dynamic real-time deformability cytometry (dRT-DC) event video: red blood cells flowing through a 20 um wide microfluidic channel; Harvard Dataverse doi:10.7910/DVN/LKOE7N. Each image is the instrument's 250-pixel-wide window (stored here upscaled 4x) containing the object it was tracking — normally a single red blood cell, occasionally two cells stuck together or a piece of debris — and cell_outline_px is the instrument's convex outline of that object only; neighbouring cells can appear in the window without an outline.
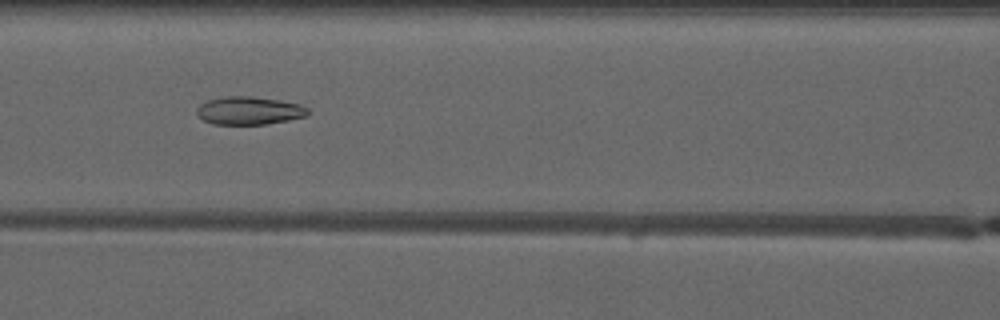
{"species": "common noctule bat (a hibernating species)", "species_latin": "Nyctalus noctula", "temperature_condition": "warm", "stored_images_in_passage": 9, "camera_frame_rate_fps": 3000, "um_per_image_px": 0.085, "animal": {"sex": "male", "forearm_length_mm": 52.5}, "frame": {"image": 1, "passage_image": 7, "time_ms": 7.667, "image_size_px": [1000, 320], "cell_outline_px": [[308, 116], [288, 120], [264, 124], [212, 124], [204, 120], [196, 112], [196, 108], [200, 104], [208, 100], [224, 96], [252, 96], [280, 100], [300, 104], [308, 108]], "centroid_in_image_um": [21.18, 9.39], "position_along_channel_um": 145.4, "area_um2": 18.15}}
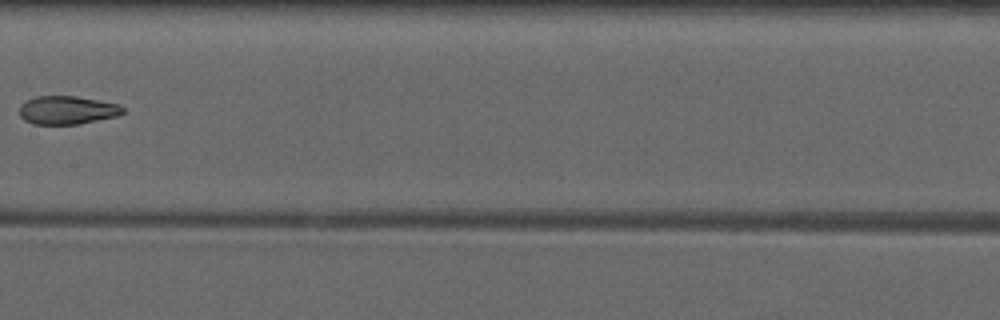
{"frame": {"image": 2, "passage_image": 8, "time_ms": 9.0, "image_size_px": [1000, 320], "cell_outline_px": [[124, 112], [120, 116], [76, 124], [32, 124], [24, 120], [20, 116], [20, 104], [36, 96], [76, 96], [120, 104], [124, 108]], "centroid_in_image_um": [5.73, 9.36], "position_along_channel_um": 201.7, "area_um2": 17.17}}
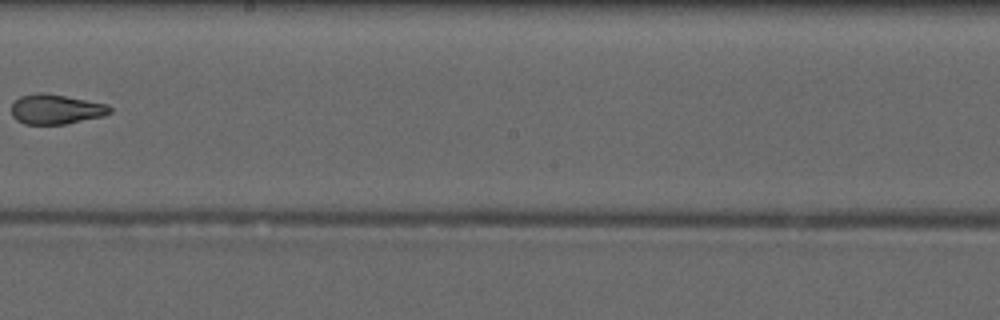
{"frame": {"image": 3, "passage_image": 9, "time_ms": 10.0, "image_size_px": [1000, 320], "cell_outline_px": [[112, 112], [104, 116], [64, 124], [24, 124], [16, 120], [12, 116], [12, 104], [20, 96], [36, 92], [44, 92], [108, 104], [112, 108]], "centroid_in_image_um": [4.76, 9.28], "position_along_channel_um": 243.4, "area_um2": 17.22}}